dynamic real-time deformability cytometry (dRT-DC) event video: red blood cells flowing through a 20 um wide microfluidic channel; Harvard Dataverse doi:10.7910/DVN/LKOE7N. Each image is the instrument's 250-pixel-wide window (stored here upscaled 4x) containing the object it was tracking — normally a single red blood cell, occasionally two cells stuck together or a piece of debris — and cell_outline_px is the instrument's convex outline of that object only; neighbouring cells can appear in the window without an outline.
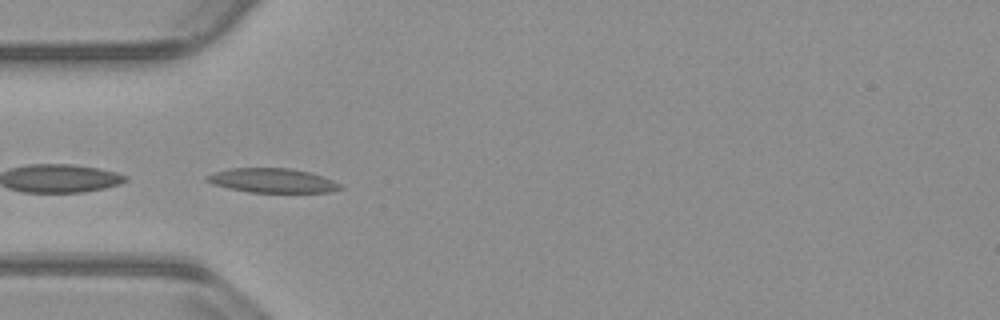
{"species": "common noctule bat (a hibernating species)", "species_latin": "Nyctalus noctula", "temperature_condition": "warm", "stored_images_in_passage": 36, "camera_frame_rate_fps": 3000, "um_per_image_px": 0.085, "animal": {"sex": "male", "body_mass_g": 23.1, "forearm_length_mm": 52.7}, "frame": {"image": 1, "passage_image": 8, "time_ms": 2.333, "image_size_px": [1000, 320], "cell_outline_px": [[344, 188], [332, 192], [248, 192], [228, 188], [212, 184], [204, 180], [204, 176], [212, 172], [228, 168], [288, 168], [308, 172], [332, 180], [340, 184]], "centroid_in_image_um": [23.08, 15.34], "position_along_channel_um": 61.9, "area_um2": 18.96}}
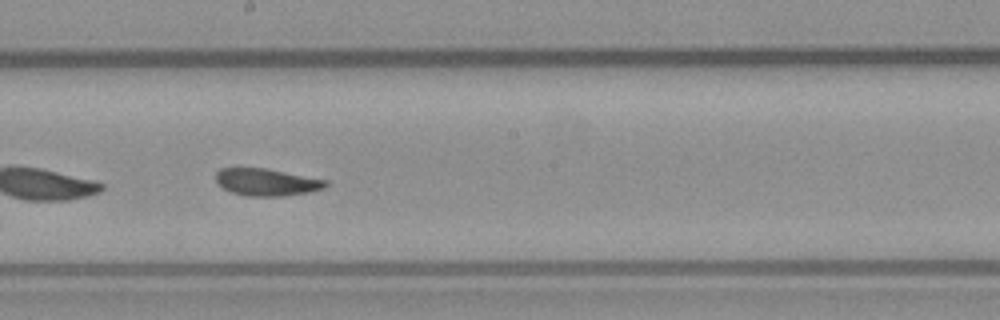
{"frame": {"image": 2, "passage_image": 21, "time_ms": 6.667, "image_size_px": [1000, 320], "cell_outline_px": [[328, 184], [324, 188], [308, 192], [284, 196], [248, 196], [232, 192], [216, 184], [216, 172], [220, 168], [268, 168], [328, 180]], "centroid_in_image_um": [22.67, 15.47], "position_along_channel_um": 225.5, "area_um2": 17.51}}
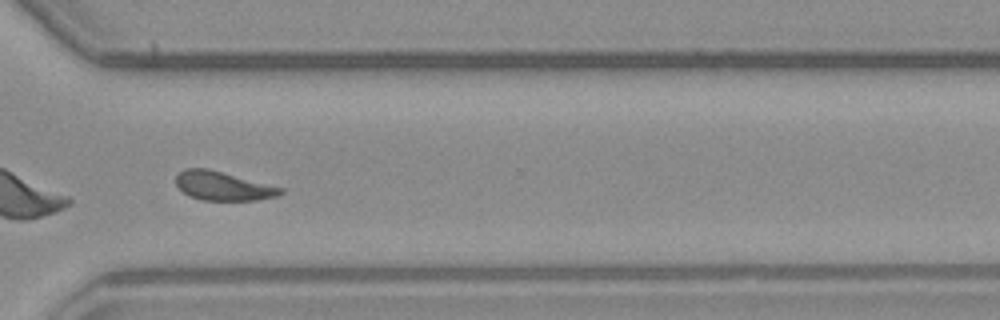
{"frame": {"image": 3, "passage_image": 31, "time_ms": 10.0, "image_size_px": [1000, 320], "cell_outline_px": [[284, 192], [276, 196], [256, 200], [200, 200], [184, 192], [176, 184], [176, 176], [184, 168], [208, 168], [284, 188]], "centroid_in_image_um": [18.96, 15.8], "position_along_channel_um": 351.6, "area_um2": 17.46}, "authors_computed_cell_mechanics": {"area_um2": 18.2359, "velocity_mm_per_s": 3.782, "shape_relaxation_time_tau1_ms": 6.1924, "shape_relaxation_time_tau2_ms": 2.4796, "deformation_change_tau1": 0.1458, "deformation_change_tau2": 0.0554}}